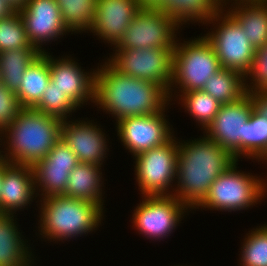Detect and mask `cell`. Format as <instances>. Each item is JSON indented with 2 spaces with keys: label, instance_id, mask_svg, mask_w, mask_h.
Returning <instances> with one entry per match:
<instances>
[{
  "label": "cell",
  "instance_id": "obj_1",
  "mask_svg": "<svg viewBox=\"0 0 267 266\" xmlns=\"http://www.w3.org/2000/svg\"><path fill=\"white\" fill-rule=\"evenodd\" d=\"M177 173L173 196L189 209H196L207 197L211 184L237 159L208 138L178 140Z\"/></svg>",
  "mask_w": 267,
  "mask_h": 266
},
{
  "label": "cell",
  "instance_id": "obj_2",
  "mask_svg": "<svg viewBox=\"0 0 267 266\" xmlns=\"http://www.w3.org/2000/svg\"><path fill=\"white\" fill-rule=\"evenodd\" d=\"M94 103L117 122L161 112L170 100L160 85L122 74L105 61L96 69Z\"/></svg>",
  "mask_w": 267,
  "mask_h": 266
},
{
  "label": "cell",
  "instance_id": "obj_3",
  "mask_svg": "<svg viewBox=\"0 0 267 266\" xmlns=\"http://www.w3.org/2000/svg\"><path fill=\"white\" fill-rule=\"evenodd\" d=\"M62 120L33 108H22L14 122L1 134L0 157L12 164L34 166L61 138ZM6 143V144H5ZM6 147H5V146ZM8 145V146H7ZM3 152V153H1Z\"/></svg>",
  "mask_w": 267,
  "mask_h": 266
},
{
  "label": "cell",
  "instance_id": "obj_4",
  "mask_svg": "<svg viewBox=\"0 0 267 266\" xmlns=\"http://www.w3.org/2000/svg\"><path fill=\"white\" fill-rule=\"evenodd\" d=\"M39 202V234L50 241H66L93 232L104 217L97 204L65 195L48 196Z\"/></svg>",
  "mask_w": 267,
  "mask_h": 266
},
{
  "label": "cell",
  "instance_id": "obj_5",
  "mask_svg": "<svg viewBox=\"0 0 267 266\" xmlns=\"http://www.w3.org/2000/svg\"><path fill=\"white\" fill-rule=\"evenodd\" d=\"M178 42L173 51L172 82L167 93L170 101L176 88L177 94L202 90L211 76L222 69L213 46L204 36Z\"/></svg>",
  "mask_w": 267,
  "mask_h": 266
},
{
  "label": "cell",
  "instance_id": "obj_6",
  "mask_svg": "<svg viewBox=\"0 0 267 266\" xmlns=\"http://www.w3.org/2000/svg\"><path fill=\"white\" fill-rule=\"evenodd\" d=\"M238 160L211 184L209 193L197 207L220 211L248 209L264 199L267 183L251 173L237 170Z\"/></svg>",
  "mask_w": 267,
  "mask_h": 266
},
{
  "label": "cell",
  "instance_id": "obj_7",
  "mask_svg": "<svg viewBox=\"0 0 267 266\" xmlns=\"http://www.w3.org/2000/svg\"><path fill=\"white\" fill-rule=\"evenodd\" d=\"M135 176L142 196L173 195L176 179L178 141L168 142L134 156ZM170 186L171 190L170 191Z\"/></svg>",
  "mask_w": 267,
  "mask_h": 266
},
{
  "label": "cell",
  "instance_id": "obj_8",
  "mask_svg": "<svg viewBox=\"0 0 267 266\" xmlns=\"http://www.w3.org/2000/svg\"><path fill=\"white\" fill-rule=\"evenodd\" d=\"M222 8L205 24H213L212 31L204 37L213 46L221 67L239 71L245 75L251 68L255 48L252 46L243 28ZM217 22V23H216Z\"/></svg>",
  "mask_w": 267,
  "mask_h": 266
},
{
  "label": "cell",
  "instance_id": "obj_9",
  "mask_svg": "<svg viewBox=\"0 0 267 266\" xmlns=\"http://www.w3.org/2000/svg\"><path fill=\"white\" fill-rule=\"evenodd\" d=\"M107 62L118 72L160 85L167 93L172 82L174 48L114 49Z\"/></svg>",
  "mask_w": 267,
  "mask_h": 266
},
{
  "label": "cell",
  "instance_id": "obj_10",
  "mask_svg": "<svg viewBox=\"0 0 267 266\" xmlns=\"http://www.w3.org/2000/svg\"><path fill=\"white\" fill-rule=\"evenodd\" d=\"M180 25L158 7H143L113 49L174 48Z\"/></svg>",
  "mask_w": 267,
  "mask_h": 266
},
{
  "label": "cell",
  "instance_id": "obj_11",
  "mask_svg": "<svg viewBox=\"0 0 267 266\" xmlns=\"http://www.w3.org/2000/svg\"><path fill=\"white\" fill-rule=\"evenodd\" d=\"M188 210L173 195L142 196L132 215L133 227L148 239L161 240L170 236Z\"/></svg>",
  "mask_w": 267,
  "mask_h": 266
},
{
  "label": "cell",
  "instance_id": "obj_12",
  "mask_svg": "<svg viewBox=\"0 0 267 266\" xmlns=\"http://www.w3.org/2000/svg\"><path fill=\"white\" fill-rule=\"evenodd\" d=\"M254 108L249 93L235 102L221 105L214 120L204 131L206 136L230 152L237 160L238 157H245V123Z\"/></svg>",
  "mask_w": 267,
  "mask_h": 266
},
{
  "label": "cell",
  "instance_id": "obj_13",
  "mask_svg": "<svg viewBox=\"0 0 267 266\" xmlns=\"http://www.w3.org/2000/svg\"><path fill=\"white\" fill-rule=\"evenodd\" d=\"M165 109L150 115L125 117L116 122L117 134L133 157L168 142L174 136L170 122L166 120Z\"/></svg>",
  "mask_w": 267,
  "mask_h": 266
},
{
  "label": "cell",
  "instance_id": "obj_14",
  "mask_svg": "<svg viewBox=\"0 0 267 266\" xmlns=\"http://www.w3.org/2000/svg\"><path fill=\"white\" fill-rule=\"evenodd\" d=\"M17 11L24 22L28 41L42 53L46 52L41 47L44 43L56 41L69 32L56 0H26Z\"/></svg>",
  "mask_w": 267,
  "mask_h": 266
},
{
  "label": "cell",
  "instance_id": "obj_15",
  "mask_svg": "<svg viewBox=\"0 0 267 266\" xmlns=\"http://www.w3.org/2000/svg\"><path fill=\"white\" fill-rule=\"evenodd\" d=\"M69 57L57 59L49 55L50 82L78 108L87 105L85 102L89 100L94 103L96 70L90 74L84 72L83 67Z\"/></svg>",
  "mask_w": 267,
  "mask_h": 266
},
{
  "label": "cell",
  "instance_id": "obj_16",
  "mask_svg": "<svg viewBox=\"0 0 267 266\" xmlns=\"http://www.w3.org/2000/svg\"><path fill=\"white\" fill-rule=\"evenodd\" d=\"M142 8L137 0H97L94 19L88 31L116 46Z\"/></svg>",
  "mask_w": 267,
  "mask_h": 266
},
{
  "label": "cell",
  "instance_id": "obj_17",
  "mask_svg": "<svg viewBox=\"0 0 267 266\" xmlns=\"http://www.w3.org/2000/svg\"><path fill=\"white\" fill-rule=\"evenodd\" d=\"M97 126L90 120H62L61 138L79 162L103 165L109 149L105 133Z\"/></svg>",
  "mask_w": 267,
  "mask_h": 266
},
{
  "label": "cell",
  "instance_id": "obj_18",
  "mask_svg": "<svg viewBox=\"0 0 267 266\" xmlns=\"http://www.w3.org/2000/svg\"><path fill=\"white\" fill-rule=\"evenodd\" d=\"M32 166L12 164L4 159V178L0 195V213L14 214L30 205L35 197ZM31 201V202H30Z\"/></svg>",
  "mask_w": 267,
  "mask_h": 266
},
{
  "label": "cell",
  "instance_id": "obj_19",
  "mask_svg": "<svg viewBox=\"0 0 267 266\" xmlns=\"http://www.w3.org/2000/svg\"><path fill=\"white\" fill-rule=\"evenodd\" d=\"M225 6L255 49L267 43V0H235L230 7Z\"/></svg>",
  "mask_w": 267,
  "mask_h": 266
},
{
  "label": "cell",
  "instance_id": "obj_20",
  "mask_svg": "<svg viewBox=\"0 0 267 266\" xmlns=\"http://www.w3.org/2000/svg\"><path fill=\"white\" fill-rule=\"evenodd\" d=\"M14 217L0 213V266H32L33 253L18 231Z\"/></svg>",
  "mask_w": 267,
  "mask_h": 266
},
{
  "label": "cell",
  "instance_id": "obj_21",
  "mask_svg": "<svg viewBox=\"0 0 267 266\" xmlns=\"http://www.w3.org/2000/svg\"><path fill=\"white\" fill-rule=\"evenodd\" d=\"M101 166L79 162L69 173L67 186L62 195L97 204L104 209Z\"/></svg>",
  "mask_w": 267,
  "mask_h": 266
},
{
  "label": "cell",
  "instance_id": "obj_22",
  "mask_svg": "<svg viewBox=\"0 0 267 266\" xmlns=\"http://www.w3.org/2000/svg\"><path fill=\"white\" fill-rule=\"evenodd\" d=\"M49 54L41 53L27 68L15 92L22 108H33L50 82Z\"/></svg>",
  "mask_w": 267,
  "mask_h": 266
},
{
  "label": "cell",
  "instance_id": "obj_23",
  "mask_svg": "<svg viewBox=\"0 0 267 266\" xmlns=\"http://www.w3.org/2000/svg\"><path fill=\"white\" fill-rule=\"evenodd\" d=\"M181 27L187 22L207 23L223 7L216 0H162L158 7Z\"/></svg>",
  "mask_w": 267,
  "mask_h": 266
},
{
  "label": "cell",
  "instance_id": "obj_24",
  "mask_svg": "<svg viewBox=\"0 0 267 266\" xmlns=\"http://www.w3.org/2000/svg\"><path fill=\"white\" fill-rule=\"evenodd\" d=\"M41 53L37 48L0 52V83L16 92L25 71Z\"/></svg>",
  "mask_w": 267,
  "mask_h": 266
},
{
  "label": "cell",
  "instance_id": "obj_25",
  "mask_svg": "<svg viewBox=\"0 0 267 266\" xmlns=\"http://www.w3.org/2000/svg\"><path fill=\"white\" fill-rule=\"evenodd\" d=\"M202 90L221 105L235 102L247 93L244 75L239 71L226 68L220 69L211 76Z\"/></svg>",
  "mask_w": 267,
  "mask_h": 266
},
{
  "label": "cell",
  "instance_id": "obj_26",
  "mask_svg": "<svg viewBox=\"0 0 267 266\" xmlns=\"http://www.w3.org/2000/svg\"><path fill=\"white\" fill-rule=\"evenodd\" d=\"M97 0H56L64 26L69 33L88 31L96 12Z\"/></svg>",
  "mask_w": 267,
  "mask_h": 266
},
{
  "label": "cell",
  "instance_id": "obj_27",
  "mask_svg": "<svg viewBox=\"0 0 267 266\" xmlns=\"http://www.w3.org/2000/svg\"><path fill=\"white\" fill-rule=\"evenodd\" d=\"M33 171L36 196L41 195V199H43L48 196L62 195L72 170H69V166L34 165ZM38 191L42 194H39Z\"/></svg>",
  "mask_w": 267,
  "mask_h": 266
},
{
  "label": "cell",
  "instance_id": "obj_28",
  "mask_svg": "<svg viewBox=\"0 0 267 266\" xmlns=\"http://www.w3.org/2000/svg\"><path fill=\"white\" fill-rule=\"evenodd\" d=\"M178 95L185 111L187 110L190 116L196 119L201 129L206 130L217 115L221 103L203 90L183 92Z\"/></svg>",
  "mask_w": 267,
  "mask_h": 266
},
{
  "label": "cell",
  "instance_id": "obj_29",
  "mask_svg": "<svg viewBox=\"0 0 267 266\" xmlns=\"http://www.w3.org/2000/svg\"><path fill=\"white\" fill-rule=\"evenodd\" d=\"M245 156L267 163V117L255 108L245 123Z\"/></svg>",
  "mask_w": 267,
  "mask_h": 266
},
{
  "label": "cell",
  "instance_id": "obj_30",
  "mask_svg": "<svg viewBox=\"0 0 267 266\" xmlns=\"http://www.w3.org/2000/svg\"><path fill=\"white\" fill-rule=\"evenodd\" d=\"M241 243V266H267V224L249 231Z\"/></svg>",
  "mask_w": 267,
  "mask_h": 266
},
{
  "label": "cell",
  "instance_id": "obj_31",
  "mask_svg": "<svg viewBox=\"0 0 267 266\" xmlns=\"http://www.w3.org/2000/svg\"><path fill=\"white\" fill-rule=\"evenodd\" d=\"M36 48L28 41L25 25L19 12L0 19V52Z\"/></svg>",
  "mask_w": 267,
  "mask_h": 266
},
{
  "label": "cell",
  "instance_id": "obj_32",
  "mask_svg": "<svg viewBox=\"0 0 267 266\" xmlns=\"http://www.w3.org/2000/svg\"><path fill=\"white\" fill-rule=\"evenodd\" d=\"M33 109L64 120L70 118V114L77 110L78 107L63 92L49 82L41 99Z\"/></svg>",
  "mask_w": 267,
  "mask_h": 266
},
{
  "label": "cell",
  "instance_id": "obj_33",
  "mask_svg": "<svg viewBox=\"0 0 267 266\" xmlns=\"http://www.w3.org/2000/svg\"><path fill=\"white\" fill-rule=\"evenodd\" d=\"M244 77L247 93L267 91V43L255 50L251 68ZM247 80L251 81L249 85Z\"/></svg>",
  "mask_w": 267,
  "mask_h": 266
},
{
  "label": "cell",
  "instance_id": "obj_34",
  "mask_svg": "<svg viewBox=\"0 0 267 266\" xmlns=\"http://www.w3.org/2000/svg\"><path fill=\"white\" fill-rule=\"evenodd\" d=\"M21 109L16 93L0 83V135L14 122Z\"/></svg>",
  "mask_w": 267,
  "mask_h": 266
},
{
  "label": "cell",
  "instance_id": "obj_35",
  "mask_svg": "<svg viewBox=\"0 0 267 266\" xmlns=\"http://www.w3.org/2000/svg\"><path fill=\"white\" fill-rule=\"evenodd\" d=\"M78 163L79 160L76 154L73 153L70 147L60 138L51 151L35 165L69 166V170H73Z\"/></svg>",
  "mask_w": 267,
  "mask_h": 266
},
{
  "label": "cell",
  "instance_id": "obj_36",
  "mask_svg": "<svg viewBox=\"0 0 267 266\" xmlns=\"http://www.w3.org/2000/svg\"><path fill=\"white\" fill-rule=\"evenodd\" d=\"M255 109L261 113L263 116L267 117V91H260L249 93Z\"/></svg>",
  "mask_w": 267,
  "mask_h": 266
},
{
  "label": "cell",
  "instance_id": "obj_37",
  "mask_svg": "<svg viewBox=\"0 0 267 266\" xmlns=\"http://www.w3.org/2000/svg\"><path fill=\"white\" fill-rule=\"evenodd\" d=\"M17 8L13 6L8 0H0V19L7 18L14 14Z\"/></svg>",
  "mask_w": 267,
  "mask_h": 266
},
{
  "label": "cell",
  "instance_id": "obj_38",
  "mask_svg": "<svg viewBox=\"0 0 267 266\" xmlns=\"http://www.w3.org/2000/svg\"><path fill=\"white\" fill-rule=\"evenodd\" d=\"M142 7H159L162 0H137Z\"/></svg>",
  "mask_w": 267,
  "mask_h": 266
},
{
  "label": "cell",
  "instance_id": "obj_39",
  "mask_svg": "<svg viewBox=\"0 0 267 266\" xmlns=\"http://www.w3.org/2000/svg\"><path fill=\"white\" fill-rule=\"evenodd\" d=\"M3 178H4V159L0 157V195L2 190Z\"/></svg>",
  "mask_w": 267,
  "mask_h": 266
},
{
  "label": "cell",
  "instance_id": "obj_40",
  "mask_svg": "<svg viewBox=\"0 0 267 266\" xmlns=\"http://www.w3.org/2000/svg\"><path fill=\"white\" fill-rule=\"evenodd\" d=\"M8 1L18 9L25 4L26 0H8Z\"/></svg>",
  "mask_w": 267,
  "mask_h": 266
},
{
  "label": "cell",
  "instance_id": "obj_41",
  "mask_svg": "<svg viewBox=\"0 0 267 266\" xmlns=\"http://www.w3.org/2000/svg\"><path fill=\"white\" fill-rule=\"evenodd\" d=\"M222 7L225 5V4H229L228 2H232V1H235V0H216Z\"/></svg>",
  "mask_w": 267,
  "mask_h": 266
}]
</instances>
